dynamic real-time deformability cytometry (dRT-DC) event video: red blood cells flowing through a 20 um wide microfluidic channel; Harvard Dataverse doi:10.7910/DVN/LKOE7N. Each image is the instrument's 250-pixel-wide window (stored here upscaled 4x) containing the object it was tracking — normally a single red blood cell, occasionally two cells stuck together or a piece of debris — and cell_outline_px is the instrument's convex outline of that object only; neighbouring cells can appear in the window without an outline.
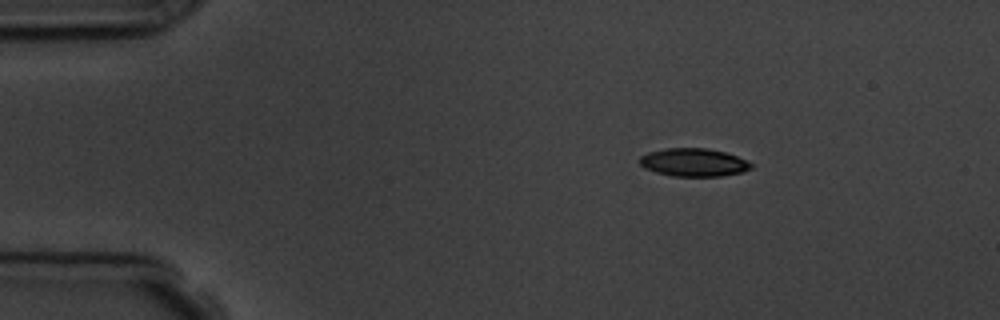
{"species": "common noctule bat (a hibernating species)", "species_latin": "Nyctalus noctula", "temperature_condition": "room temperature", "stored_images_in_passage": 4, "segment_of_instrument_passage": [1, 2], "camera_frame_rate_fps": 3000, "um_per_image_px": 0.085, "animal": {"sex": "male", "body_mass_g": 19.5, "forearm_length_mm": 54.6}, "frame": {"image": 1, "passage_image": 1, "time_ms": 0.0, "image_size_px": [1000, 320], "cell_outline_px": [[752, 168], [744, 172], [720, 176], [672, 176], [656, 172], [644, 168], [640, 164], [640, 156], [648, 152], [668, 148], [708, 148], [724, 152], [736, 156], [752, 164]], "centroid_in_image_um": [58.95, 13.81], "position_along_channel_um": 26.1, "area_um2": 18.15}}